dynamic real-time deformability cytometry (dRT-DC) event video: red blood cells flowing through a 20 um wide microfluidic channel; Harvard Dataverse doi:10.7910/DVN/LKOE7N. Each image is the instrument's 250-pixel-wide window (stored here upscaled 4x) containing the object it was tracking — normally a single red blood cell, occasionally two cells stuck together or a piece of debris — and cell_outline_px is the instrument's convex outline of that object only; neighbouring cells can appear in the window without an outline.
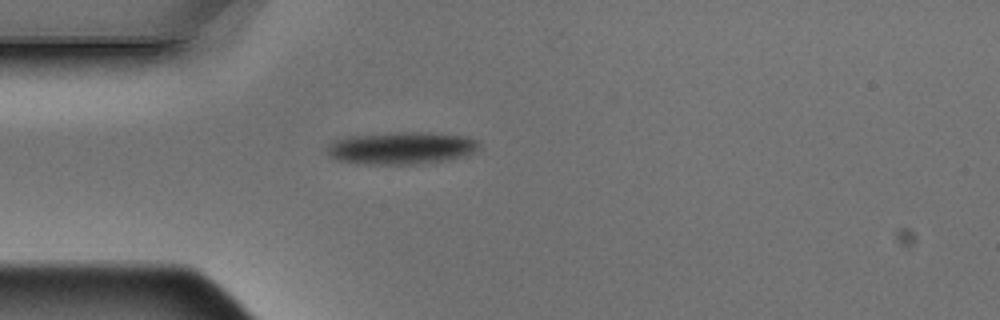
{"species": "Egyptian fruit bat (a non-hibernating species)", "species_latin": "Rousettus aegyptiacus", "temperature_condition": "warm", "stored_images_in_passage": 2, "camera_frame_rate_fps": 3000, "um_per_image_px": 0.085, "animal": {"sex": "male"}, "frame": {"image": 1, "passage_image": 2, "time_ms": 0.333, "image_size_px": [1000, 320], "cell_outline_px": [[480, 144], [472, 152], [464, 156], [448, 160], [416, 164], [356, 164], [336, 160], [328, 156], [328, 144], [336, 140], [352, 136], [392, 132], [432, 132], [468, 136], [476, 140]], "centroid_in_image_um": [34.11, 12.58], "position_along_channel_um": 50.9, "area_um2": 28.84}}